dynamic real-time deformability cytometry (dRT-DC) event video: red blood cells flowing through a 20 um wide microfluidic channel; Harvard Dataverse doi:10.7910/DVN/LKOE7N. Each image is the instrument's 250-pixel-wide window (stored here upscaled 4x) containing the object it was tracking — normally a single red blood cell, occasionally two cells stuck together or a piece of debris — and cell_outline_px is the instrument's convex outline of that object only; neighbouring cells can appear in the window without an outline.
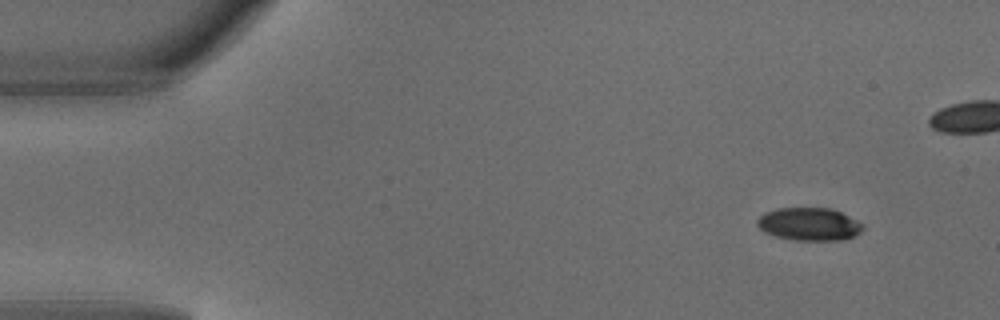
{"species": "common noctule bat (a hibernating species)", "species_latin": "Nyctalus noctula", "temperature_condition": "warm", "stored_images_in_passage": 5, "camera_frame_rate_fps": 3000, "um_per_image_px": 0.085, "animal": {"sex": "male", "body_mass_g": 18.8}, "frame": {"image": 1, "passage_image": 1, "time_ms": 0.0, "image_size_px": [1000, 320], "cell_outline_px": [[864, 228], [856, 236], [840, 240], [792, 240], [776, 236], [764, 232], [756, 224], [756, 220], [764, 212], [776, 208], [832, 208], [864, 224]], "centroid_in_image_um": [68.77, 19.05], "position_along_channel_um": 16.2, "area_um2": 20.35}}
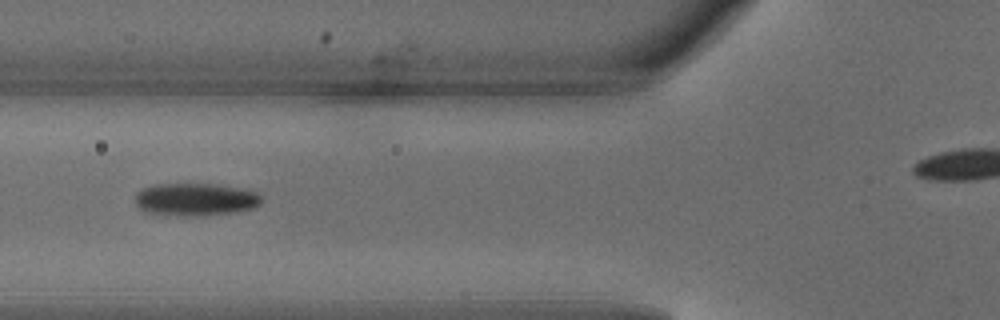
{"frame": {"image": 2, "passage_image": 5, "time_ms": 1.333, "image_size_px": [1000, 320], "cell_outline_px": [[260, 204], [252, 208], [236, 212], [196, 216], [176, 216], [148, 212], [140, 208], [132, 200], [136, 192], [144, 188], [156, 184], [216, 184], [256, 192], [260, 196]], "centroid_in_image_um": [16.55, 16.96], "position_along_channel_um": 109.2, "area_um2": 23.99}}